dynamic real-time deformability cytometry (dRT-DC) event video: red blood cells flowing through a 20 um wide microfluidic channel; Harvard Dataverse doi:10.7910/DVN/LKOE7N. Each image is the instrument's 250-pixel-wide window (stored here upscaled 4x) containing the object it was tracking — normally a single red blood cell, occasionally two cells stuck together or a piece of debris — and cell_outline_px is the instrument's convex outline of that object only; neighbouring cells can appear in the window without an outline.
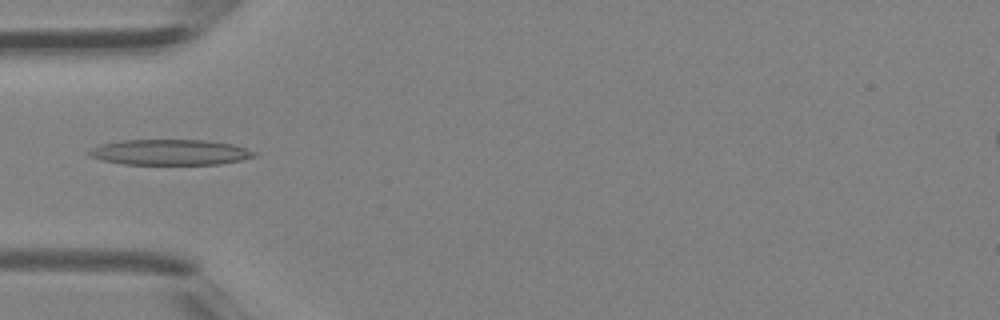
{"species": "Egyptian fruit bat (a non-hibernating species)", "species_latin": "Rousettus aegyptiacus", "temperature_condition": "room temperature", "stored_images_in_passage": 1, "camera_frame_rate_fps": 3000, "um_per_image_px": 0.085, "animal": {"sex": "female"}, "frame": {"image": 1, "passage_image": 1, "time_ms": 0.0, "image_size_px": [1000, 320], "cell_outline_px": [[260, 156], [220, 164], [124, 164], [100, 160], [88, 156], [84, 152], [100, 144], [120, 140], [204, 140], [232, 144], [256, 152]], "centroid_in_image_um": [14.41, 12.94], "position_along_channel_um": 70.6, "area_um2": 24.8}}